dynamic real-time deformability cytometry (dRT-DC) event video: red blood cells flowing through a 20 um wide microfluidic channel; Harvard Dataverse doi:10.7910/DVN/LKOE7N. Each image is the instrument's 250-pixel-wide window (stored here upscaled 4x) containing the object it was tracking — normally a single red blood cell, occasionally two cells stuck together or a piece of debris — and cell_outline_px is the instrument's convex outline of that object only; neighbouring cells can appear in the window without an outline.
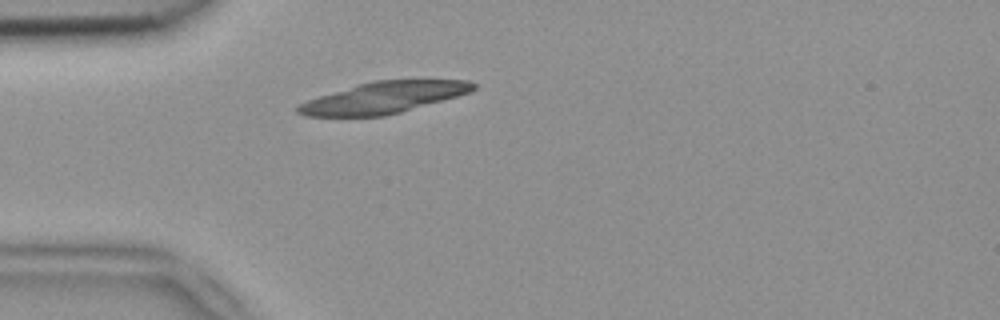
{"species": "common noctule bat (a hibernating species)", "species_latin": "Nyctalus noctula", "temperature_condition": "room temperature", "stored_images_in_passage": 2, "camera_frame_rate_fps": 3000, "um_per_image_px": 0.085, "animal": {"sex": "female", "body_mass_g": 18.4}, "frame": {"image": 1, "passage_image": 2, "time_ms": 0.333, "image_size_px": [1000, 320], "cell_outline_px": [[476, 88], [472, 92], [400, 112], [384, 116], [304, 116], [296, 112], [296, 108], [300, 104], [308, 100], [356, 84], [372, 80], [468, 80], [476, 84]], "centroid_in_image_um": [32.62, 8.29], "position_along_channel_um": 52.4, "area_um2": 31.91}}